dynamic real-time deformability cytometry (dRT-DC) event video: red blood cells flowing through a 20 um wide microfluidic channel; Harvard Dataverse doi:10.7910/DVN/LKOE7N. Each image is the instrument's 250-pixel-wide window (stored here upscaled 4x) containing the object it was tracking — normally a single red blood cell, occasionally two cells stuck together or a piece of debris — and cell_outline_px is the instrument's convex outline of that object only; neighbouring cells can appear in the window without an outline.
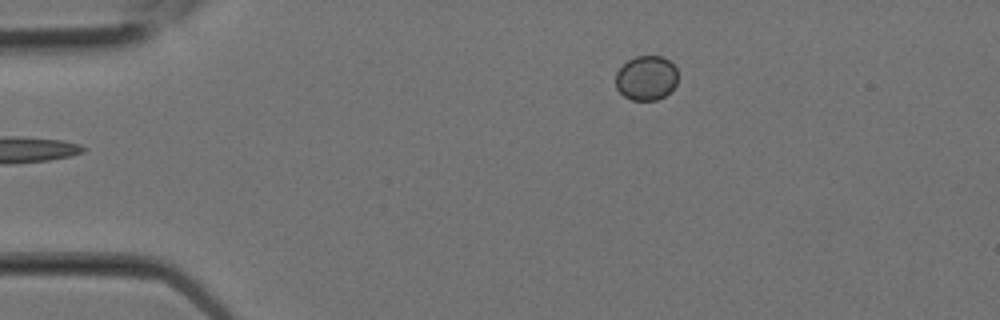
{"species": "Egyptian fruit bat (a non-hibernating species)", "species_latin": "Rousettus aegyptiacus", "temperature_condition": "room temperature", "stored_images_in_passage": 3, "camera_frame_rate_fps": 3000, "um_per_image_px": 0.085, "animal": {"sex": "female"}, "frame": {"image": 1, "passage_image": 3, "time_ms": 0.667, "image_size_px": [1000, 320], "cell_outline_px": [[676, 84], [664, 96], [656, 100], [632, 100], [624, 96], [616, 88], [616, 72], [628, 60], [636, 56], [664, 56], [676, 68]], "centroid_in_image_um": [54.92, 6.62], "position_along_channel_um": 30.1, "area_um2": 16.01}}